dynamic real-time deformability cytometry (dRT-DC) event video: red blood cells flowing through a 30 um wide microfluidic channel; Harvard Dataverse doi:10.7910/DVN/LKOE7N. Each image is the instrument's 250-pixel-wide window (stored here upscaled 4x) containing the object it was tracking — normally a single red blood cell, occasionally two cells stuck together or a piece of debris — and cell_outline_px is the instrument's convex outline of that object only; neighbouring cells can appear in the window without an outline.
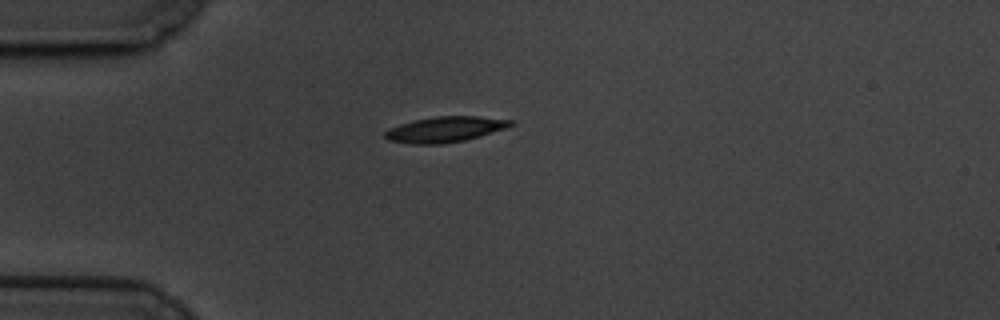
{"species": "common noctule bat (a hibernating species)", "species_latin": "Nyctalus noctula", "temperature_condition": "cold", "stored_images_in_passage": 45, "camera_frame_rate_fps": 3000, "um_per_image_px": 0.085, "animal": {"sex": "male", "body_mass_g": 19.5, "forearm_length_mm": 54.6}, "frame": {"image": 1, "passage_image": 1, "time_ms": 0.0, "image_size_px": [1000, 320], "cell_outline_px": [[516, 124], [480, 136], [464, 140], [440, 144], [412, 144], [388, 140], [384, 136], [384, 132], [400, 124], [412, 120], [436, 116], [480, 116], [516, 120]], "centroid_in_image_um": [37.86, 10.98], "position_along_channel_um": 47.1, "area_um2": 18.73}}
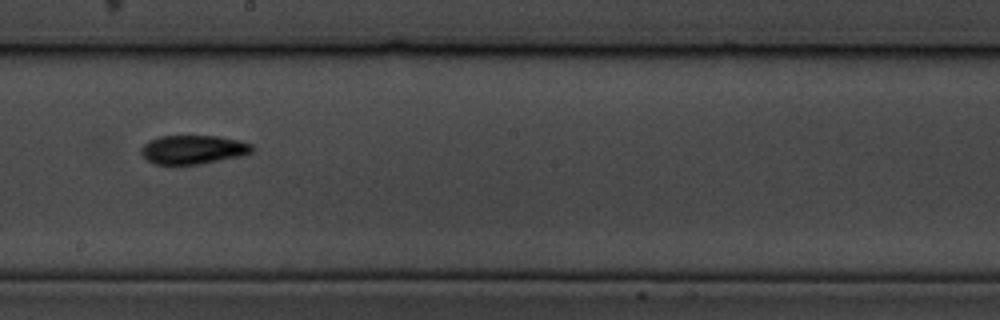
{"frame": {"image": 2, "passage_image": 19, "time_ms": 6.0, "image_size_px": [1000, 320], "cell_outline_px": [[256, 148], [252, 152], [240, 156], [200, 164], [152, 164], [140, 152], [140, 148], [148, 140], [160, 136], [216, 136], [240, 140], [252, 144]], "centroid_in_image_um": [16.42, 12.71], "position_along_channel_um": 231.8, "area_um2": 18.73}}
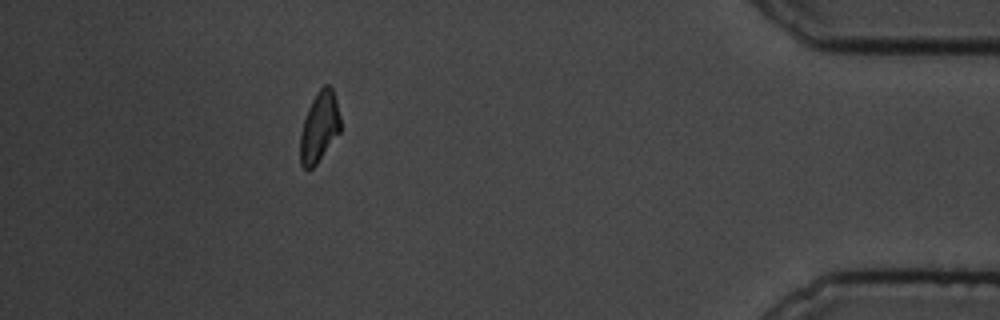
{"frame": {"image": 3, "passage_image": 39, "time_ms": 12.667, "image_size_px": [1000, 320], "cell_outline_px": [[340, 132], [316, 164], [308, 172], [300, 164], [300, 132], [308, 108], [316, 92], [324, 84], [328, 84], [332, 88], [336, 100], [340, 116]], "centroid_in_image_um": [27.13, 10.81], "position_along_channel_um": 408.1, "area_um2": 16.53}, "authors_computed_cell_mechanics": {"area_um2": 18.0914, "velocity_mm_per_s": 3.3651, "shape_relaxation_time_tau1_ms": 3.2844, "shape_relaxation_time_tau2_ms": 9.0453, "deformation_change_tau1": 0.1439, "deformation_change_tau2": 0.0924}}